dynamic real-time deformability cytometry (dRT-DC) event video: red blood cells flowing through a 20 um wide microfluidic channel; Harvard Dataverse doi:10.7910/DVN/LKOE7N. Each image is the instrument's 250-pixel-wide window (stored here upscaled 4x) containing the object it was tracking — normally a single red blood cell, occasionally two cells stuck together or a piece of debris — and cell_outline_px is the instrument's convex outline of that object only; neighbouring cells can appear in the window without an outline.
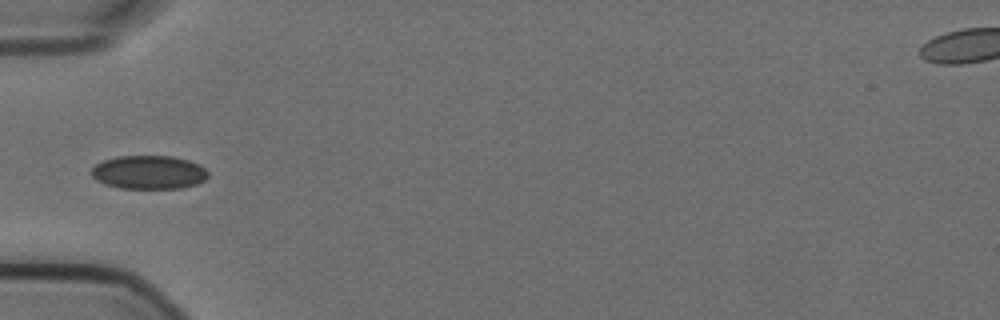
{"species": "Egyptian fruit bat (a non-hibernating species)", "species_latin": "Rousettus aegyptiacus", "temperature_condition": "cold", "stored_images_in_passage": 39, "camera_frame_rate_fps": 3000, "um_per_image_px": 0.085, "animal": {"sex": "female"}, "frame": {"image": 1, "passage_image": 1, "time_ms": 0.0, "image_size_px": [1000, 320], "cell_outline_px": [[208, 176], [204, 180], [196, 184], [180, 188], [120, 188], [104, 184], [96, 180], [92, 176], [92, 168], [96, 164], [104, 160], [116, 156], [172, 156], [188, 160], [200, 164], [208, 172]], "centroid_in_image_um": [12.65, 14.64], "position_along_channel_um": 72.4, "area_um2": 22.83}}
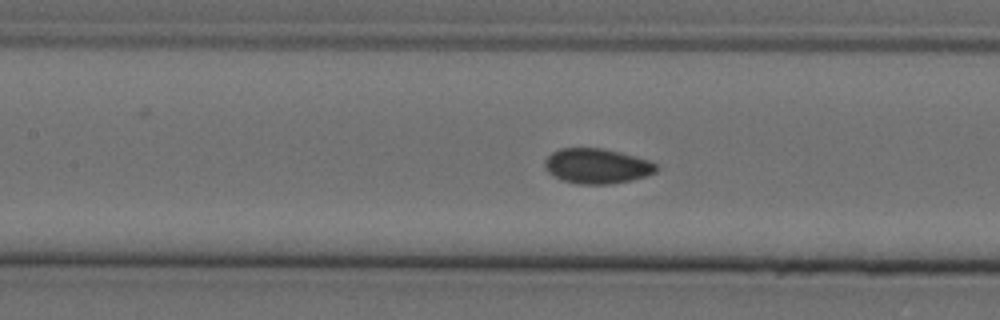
{"frame": {"image": 2, "passage_image": 8, "time_ms": 2.333, "image_size_px": [1000, 320], "cell_outline_px": [[660, 168], [656, 172], [632, 180], [612, 184], [576, 184], [564, 180], [548, 172], [544, 168], [544, 160], [552, 152], [560, 148], [600, 148], [620, 152], [636, 156], [648, 160], [656, 164]], "centroid_in_image_um": [50.75, 14.11], "position_along_channel_um": 156.7, "area_um2": 22.83}}
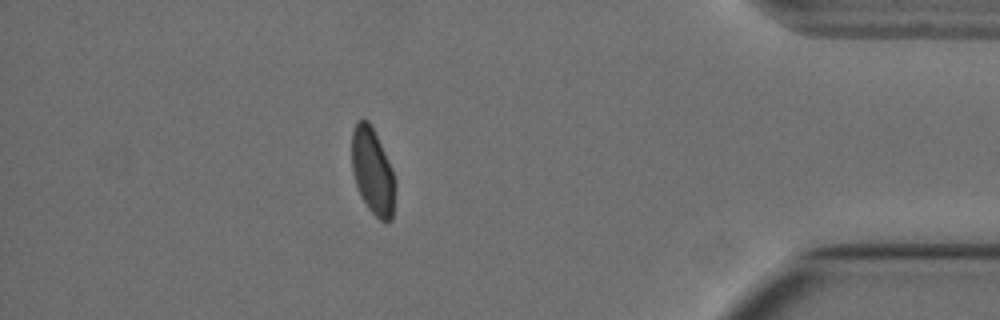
{"frame": {"image": 3, "passage_image": 32, "time_ms": 10.333, "image_size_px": [1000, 320], "cell_outline_px": [[396, 184], [392, 220], [380, 220], [368, 208], [360, 196], [352, 172], [352, 132], [356, 124], [360, 120], [368, 120], [392, 168], [396, 180]], "centroid_in_image_um": [31.68, 14.6], "position_along_channel_um": 403.5, "area_um2": 21.62}, "authors_computed_cell_mechanics": {"area_um2": 22.542, "velocity_mm_per_s": 3.5636, "shape_relaxation_time_tau1_ms": null, "shape_relaxation_time_tau2_ms": 1.2822, "deformation_change_tau1": null, "deformation_change_tau2": 0.0214}}